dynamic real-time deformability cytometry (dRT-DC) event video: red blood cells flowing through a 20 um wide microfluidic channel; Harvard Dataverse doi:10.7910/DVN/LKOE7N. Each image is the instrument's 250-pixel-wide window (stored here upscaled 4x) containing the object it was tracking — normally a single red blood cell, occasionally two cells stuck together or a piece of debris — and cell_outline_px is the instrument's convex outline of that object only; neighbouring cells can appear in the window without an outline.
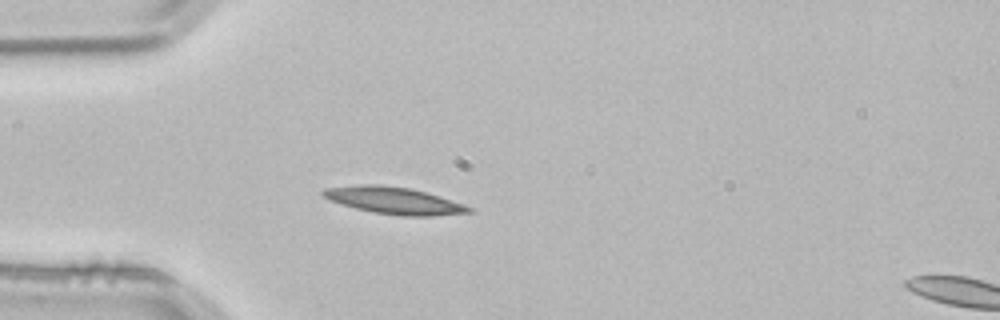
{"species": "common noctule bat (a hibernating species)", "species_latin": "Nyctalus noctula", "temperature_condition": "room temperature", "stored_images_in_passage": 3, "camera_frame_rate_fps": 3000, "um_per_image_px": 0.085, "animal": {"sex": "male", "body_mass_g": 21.5, "forearm_length_mm": 52.0}, "frame": {"image": 1, "passage_image": 3, "time_ms": 0.667, "image_size_px": [1000, 320], "cell_outline_px": [[472, 212], [432, 216], [400, 216], [372, 212], [356, 208], [328, 200], [320, 192], [324, 188], [360, 184], [380, 184], [408, 188], [440, 196], [464, 204], [472, 208]], "centroid_in_image_um": [33.46, 17.04], "position_along_channel_um": 51.5, "area_um2": 22.89}}